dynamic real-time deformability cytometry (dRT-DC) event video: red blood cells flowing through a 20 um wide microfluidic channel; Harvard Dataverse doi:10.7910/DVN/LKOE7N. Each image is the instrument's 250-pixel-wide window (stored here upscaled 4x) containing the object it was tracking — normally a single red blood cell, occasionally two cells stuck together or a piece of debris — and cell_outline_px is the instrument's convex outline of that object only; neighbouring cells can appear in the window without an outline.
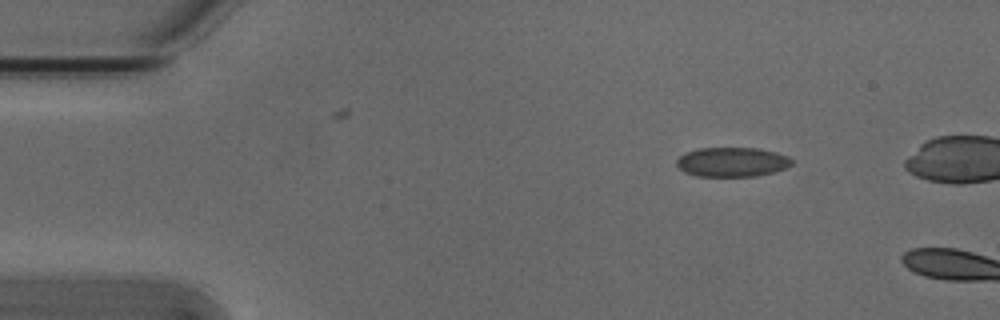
{"species": "Egyptian fruit bat (a non-hibernating species)", "species_latin": "Rousettus aegyptiacus", "temperature_condition": "cold", "stored_images_in_passage": 3, "camera_frame_rate_fps": 3000, "um_per_image_px": 0.085, "animal": {"sex": "male"}, "frame": {"image": 1, "passage_image": 1, "time_ms": 0.0, "image_size_px": [1000, 320], "cell_outline_px": [[792, 164], [784, 168], [772, 172], [756, 176], [696, 176], [684, 172], [676, 164], [676, 160], [684, 152], [700, 148], [760, 148], [776, 152], [788, 156], [792, 160]], "centroid_in_image_um": [62.2, 13.76], "position_along_channel_um": 22.8, "area_um2": 19.77}}